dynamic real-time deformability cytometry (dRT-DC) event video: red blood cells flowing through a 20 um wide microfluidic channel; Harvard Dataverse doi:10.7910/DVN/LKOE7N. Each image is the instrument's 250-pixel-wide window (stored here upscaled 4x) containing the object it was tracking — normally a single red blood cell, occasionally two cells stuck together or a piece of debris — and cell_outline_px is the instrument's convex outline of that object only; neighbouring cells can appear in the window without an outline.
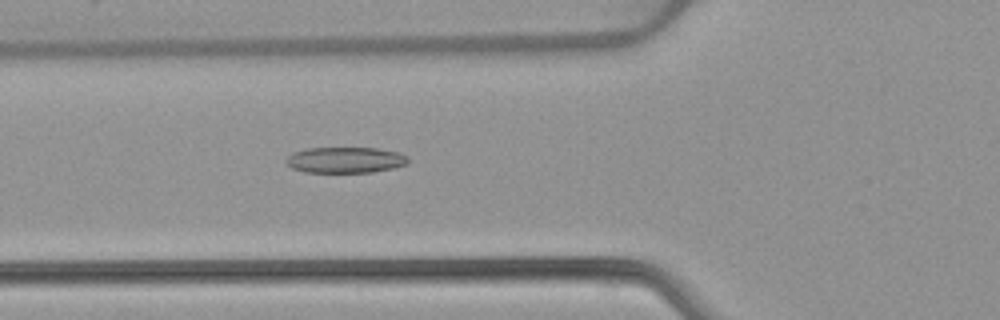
{"species": "common noctule bat (a hibernating species)", "species_latin": "Nyctalus noctula", "temperature_condition": "warm", "stored_images_in_passage": 53, "camera_frame_rate_fps": 3000, "um_per_image_px": 0.085, "animal": {"sex": "female", "body_mass_g": 22.7, "forearm_length_mm": 54.2}, "frame": {"image": 1, "passage_image": 20, "time_ms": 6.333, "image_size_px": [1000, 320], "cell_outline_px": [[408, 164], [392, 168], [372, 172], [304, 172], [292, 168], [284, 160], [292, 152], [308, 148], [376, 148], [400, 152], [408, 156]], "centroid_in_image_um": [29.36, 13.59], "position_along_channel_um": 96.4, "area_um2": 18.5}}
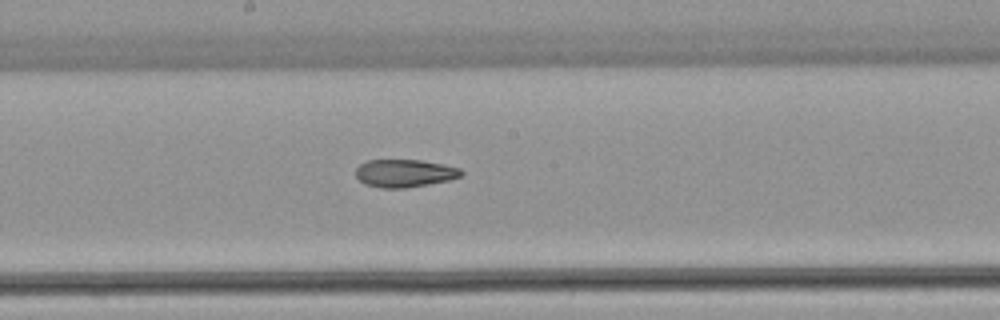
{"frame": {"image": 2, "passage_image": 29, "time_ms": 9.333, "image_size_px": [1000, 320], "cell_outline_px": [[464, 172], [460, 176], [448, 180], [428, 184], [404, 188], [380, 188], [364, 184], [356, 176], [356, 168], [360, 164], [368, 160], [420, 160], [444, 164], [460, 168]], "centroid_in_image_um": [34.38, 14.72], "position_along_channel_um": 213.8, "area_um2": 17.05}}
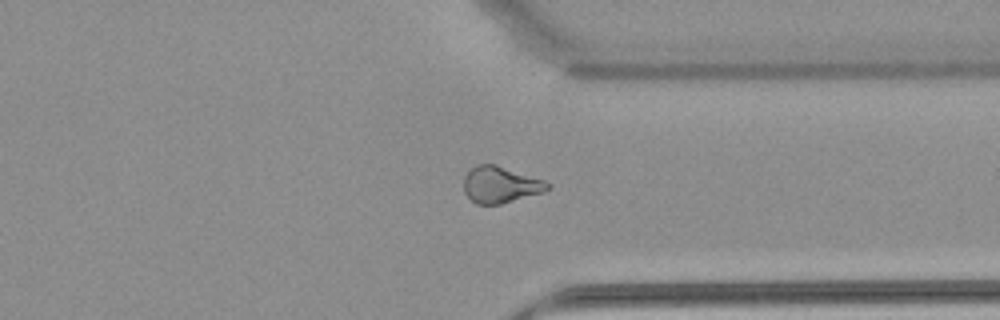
{"frame": {"image": 3, "passage_image": 41, "time_ms": 13.333, "image_size_px": [1000, 320], "cell_outline_px": [[552, 184], [544, 192], [500, 204], [476, 204], [464, 192], [464, 176], [476, 164], [496, 164], [544, 180]], "centroid_in_image_um": [42.54, 15.69], "position_along_channel_um": 368.9, "area_um2": 17.74}, "authors_computed_cell_mechanics": {"area_um2": 18.8428, "velocity_mm_per_s": 3.8983, "shape_relaxation_time_tau1_ms": null, "shape_relaxation_time_tau2_ms": 3.898, "deformation_change_tau1": null, "deformation_change_tau2": 0.1172}}